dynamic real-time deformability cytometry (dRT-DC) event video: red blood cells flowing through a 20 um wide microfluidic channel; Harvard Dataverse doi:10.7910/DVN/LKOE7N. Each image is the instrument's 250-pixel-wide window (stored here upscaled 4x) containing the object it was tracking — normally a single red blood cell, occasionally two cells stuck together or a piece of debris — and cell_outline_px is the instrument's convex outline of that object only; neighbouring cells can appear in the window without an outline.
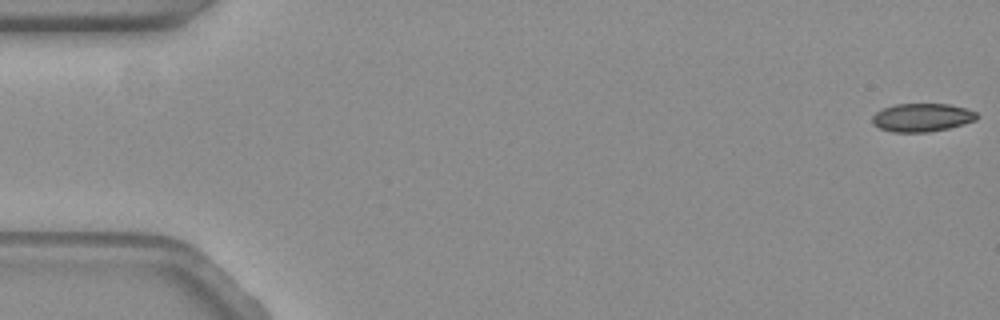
{"species": "common noctule bat (a hibernating species)", "species_latin": "Nyctalus noctula", "temperature_condition": "warm", "stored_images_in_passage": 12, "camera_frame_rate_fps": 3000, "um_per_image_px": 0.085, "animal": {"sex": "female", "body_mass_g": 19.3, "forearm_length_mm": 54.1}, "frame": {"image": 1, "passage_image": 1, "time_ms": 0.0, "image_size_px": [1000, 320], "cell_outline_px": [[980, 116], [976, 120], [964, 124], [948, 128], [928, 132], [892, 132], [880, 128], [872, 124], [872, 116], [876, 112], [884, 108], [896, 104], [948, 104], [964, 108], [976, 112]], "centroid_in_image_um": [78.37, 9.99], "position_along_channel_um": 6.6, "area_um2": 17.22}}